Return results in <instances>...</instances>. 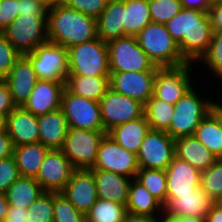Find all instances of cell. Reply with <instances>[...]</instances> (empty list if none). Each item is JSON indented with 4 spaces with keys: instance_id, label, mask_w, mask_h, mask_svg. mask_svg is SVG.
<instances>
[{
    "instance_id": "cell-18",
    "label": "cell",
    "mask_w": 222,
    "mask_h": 222,
    "mask_svg": "<svg viewBox=\"0 0 222 222\" xmlns=\"http://www.w3.org/2000/svg\"><path fill=\"white\" fill-rule=\"evenodd\" d=\"M62 193L78 211L86 214L98 199L93 173L76 169Z\"/></svg>"
},
{
    "instance_id": "cell-11",
    "label": "cell",
    "mask_w": 222,
    "mask_h": 222,
    "mask_svg": "<svg viewBox=\"0 0 222 222\" xmlns=\"http://www.w3.org/2000/svg\"><path fill=\"white\" fill-rule=\"evenodd\" d=\"M139 168L166 170L175 154V139L166 131L149 130L137 152Z\"/></svg>"
},
{
    "instance_id": "cell-16",
    "label": "cell",
    "mask_w": 222,
    "mask_h": 222,
    "mask_svg": "<svg viewBox=\"0 0 222 222\" xmlns=\"http://www.w3.org/2000/svg\"><path fill=\"white\" fill-rule=\"evenodd\" d=\"M155 74L156 71L110 73L109 85L113 91L145 105L153 95Z\"/></svg>"
},
{
    "instance_id": "cell-35",
    "label": "cell",
    "mask_w": 222,
    "mask_h": 222,
    "mask_svg": "<svg viewBox=\"0 0 222 222\" xmlns=\"http://www.w3.org/2000/svg\"><path fill=\"white\" fill-rule=\"evenodd\" d=\"M126 214V205L98 198L86 213V222H123Z\"/></svg>"
},
{
    "instance_id": "cell-7",
    "label": "cell",
    "mask_w": 222,
    "mask_h": 222,
    "mask_svg": "<svg viewBox=\"0 0 222 222\" xmlns=\"http://www.w3.org/2000/svg\"><path fill=\"white\" fill-rule=\"evenodd\" d=\"M105 131L70 128L61 148L75 169H92L96 163L98 148Z\"/></svg>"
},
{
    "instance_id": "cell-45",
    "label": "cell",
    "mask_w": 222,
    "mask_h": 222,
    "mask_svg": "<svg viewBox=\"0 0 222 222\" xmlns=\"http://www.w3.org/2000/svg\"><path fill=\"white\" fill-rule=\"evenodd\" d=\"M18 0H0V33L18 16Z\"/></svg>"
},
{
    "instance_id": "cell-30",
    "label": "cell",
    "mask_w": 222,
    "mask_h": 222,
    "mask_svg": "<svg viewBox=\"0 0 222 222\" xmlns=\"http://www.w3.org/2000/svg\"><path fill=\"white\" fill-rule=\"evenodd\" d=\"M126 209L127 212L132 214L160 216L159 211L163 212V205L142 184L133 178L129 186Z\"/></svg>"
},
{
    "instance_id": "cell-46",
    "label": "cell",
    "mask_w": 222,
    "mask_h": 222,
    "mask_svg": "<svg viewBox=\"0 0 222 222\" xmlns=\"http://www.w3.org/2000/svg\"><path fill=\"white\" fill-rule=\"evenodd\" d=\"M19 15L46 16L47 8L38 0H18Z\"/></svg>"
},
{
    "instance_id": "cell-38",
    "label": "cell",
    "mask_w": 222,
    "mask_h": 222,
    "mask_svg": "<svg viewBox=\"0 0 222 222\" xmlns=\"http://www.w3.org/2000/svg\"><path fill=\"white\" fill-rule=\"evenodd\" d=\"M53 222H86V214L78 211L62 192H53Z\"/></svg>"
},
{
    "instance_id": "cell-19",
    "label": "cell",
    "mask_w": 222,
    "mask_h": 222,
    "mask_svg": "<svg viewBox=\"0 0 222 222\" xmlns=\"http://www.w3.org/2000/svg\"><path fill=\"white\" fill-rule=\"evenodd\" d=\"M3 80L8 84L16 107H23L39 79L30 60L21 55Z\"/></svg>"
},
{
    "instance_id": "cell-28",
    "label": "cell",
    "mask_w": 222,
    "mask_h": 222,
    "mask_svg": "<svg viewBox=\"0 0 222 222\" xmlns=\"http://www.w3.org/2000/svg\"><path fill=\"white\" fill-rule=\"evenodd\" d=\"M49 150L50 148L44 146L41 142L14 146L13 157L20 175L36 178Z\"/></svg>"
},
{
    "instance_id": "cell-43",
    "label": "cell",
    "mask_w": 222,
    "mask_h": 222,
    "mask_svg": "<svg viewBox=\"0 0 222 222\" xmlns=\"http://www.w3.org/2000/svg\"><path fill=\"white\" fill-rule=\"evenodd\" d=\"M108 0H64V4L87 16L97 19L106 8Z\"/></svg>"
},
{
    "instance_id": "cell-26",
    "label": "cell",
    "mask_w": 222,
    "mask_h": 222,
    "mask_svg": "<svg viewBox=\"0 0 222 222\" xmlns=\"http://www.w3.org/2000/svg\"><path fill=\"white\" fill-rule=\"evenodd\" d=\"M97 20V36L104 42L124 37V0H108Z\"/></svg>"
},
{
    "instance_id": "cell-36",
    "label": "cell",
    "mask_w": 222,
    "mask_h": 222,
    "mask_svg": "<svg viewBox=\"0 0 222 222\" xmlns=\"http://www.w3.org/2000/svg\"><path fill=\"white\" fill-rule=\"evenodd\" d=\"M135 179L142 184L163 206L167 202L166 171L140 168Z\"/></svg>"
},
{
    "instance_id": "cell-37",
    "label": "cell",
    "mask_w": 222,
    "mask_h": 222,
    "mask_svg": "<svg viewBox=\"0 0 222 222\" xmlns=\"http://www.w3.org/2000/svg\"><path fill=\"white\" fill-rule=\"evenodd\" d=\"M200 187L213 201L222 200V158H217L212 166L201 172Z\"/></svg>"
},
{
    "instance_id": "cell-27",
    "label": "cell",
    "mask_w": 222,
    "mask_h": 222,
    "mask_svg": "<svg viewBox=\"0 0 222 222\" xmlns=\"http://www.w3.org/2000/svg\"><path fill=\"white\" fill-rule=\"evenodd\" d=\"M149 130V123L143 115L138 119L113 127L107 132V135L127 151L137 154Z\"/></svg>"
},
{
    "instance_id": "cell-6",
    "label": "cell",
    "mask_w": 222,
    "mask_h": 222,
    "mask_svg": "<svg viewBox=\"0 0 222 222\" xmlns=\"http://www.w3.org/2000/svg\"><path fill=\"white\" fill-rule=\"evenodd\" d=\"M110 73L157 71L160 67L149 59L136 36H124L107 42Z\"/></svg>"
},
{
    "instance_id": "cell-22",
    "label": "cell",
    "mask_w": 222,
    "mask_h": 222,
    "mask_svg": "<svg viewBox=\"0 0 222 222\" xmlns=\"http://www.w3.org/2000/svg\"><path fill=\"white\" fill-rule=\"evenodd\" d=\"M165 171L167 194L195 193L201 186V172L176 156Z\"/></svg>"
},
{
    "instance_id": "cell-44",
    "label": "cell",
    "mask_w": 222,
    "mask_h": 222,
    "mask_svg": "<svg viewBox=\"0 0 222 222\" xmlns=\"http://www.w3.org/2000/svg\"><path fill=\"white\" fill-rule=\"evenodd\" d=\"M20 176L13 156L0 160V192L5 193Z\"/></svg>"
},
{
    "instance_id": "cell-14",
    "label": "cell",
    "mask_w": 222,
    "mask_h": 222,
    "mask_svg": "<svg viewBox=\"0 0 222 222\" xmlns=\"http://www.w3.org/2000/svg\"><path fill=\"white\" fill-rule=\"evenodd\" d=\"M193 66L192 63H187L178 67L159 68L154 78L153 94L175 105L193 85L195 86L190 78Z\"/></svg>"
},
{
    "instance_id": "cell-21",
    "label": "cell",
    "mask_w": 222,
    "mask_h": 222,
    "mask_svg": "<svg viewBox=\"0 0 222 222\" xmlns=\"http://www.w3.org/2000/svg\"><path fill=\"white\" fill-rule=\"evenodd\" d=\"M6 131L14 146L39 142L38 116L24 107L14 108L6 117Z\"/></svg>"
},
{
    "instance_id": "cell-59",
    "label": "cell",
    "mask_w": 222,
    "mask_h": 222,
    "mask_svg": "<svg viewBox=\"0 0 222 222\" xmlns=\"http://www.w3.org/2000/svg\"><path fill=\"white\" fill-rule=\"evenodd\" d=\"M6 132V117L0 116V134Z\"/></svg>"
},
{
    "instance_id": "cell-4",
    "label": "cell",
    "mask_w": 222,
    "mask_h": 222,
    "mask_svg": "<svg viewBox=\"0 0 222 222\" xmlns=\"http://www.w3.org/2000/svg\"><path fill=\"white\" fill-rule=\"evenodd\" d=\"M68 75L110 76L107 42L96 37L69 48Z\"/></svg>"
},
{
    "instance_id": "cell-40",
    "label": "cell",
    "mask_w": 222,
    "mask_h": 222,
    "mask_svg": "<svg viewBox=\"0 0 222 222\" xmlns=\"http://www.w3.org/2000/svg\"><path fill=\"white\" fill-rule=\"evenodd\" d=\"M151 22L165 24L183 8L180 0H148Z\"/></svg>"
},
{
    "instance_id": "cell-47",
    "label": "cell",
    "mask_w": 222,
    "mask_h": 222,
    "mask_svg": "<svg viewBox=\"0 0 222 222\" xmlns=\"http://www.w3.org/2000/svg\"><path fill=\"white\" fill-rule=\"evenodd\" d=\"M16 108L8 84L0 80V116L7 117Z\"/></svg>"
},
{
    "instance_id": "cell-42",
    "label": "cell",
    "mask_w": 222,
    "mask_h": 222,
    "mask_svg": "<svg viewBox=\"0 0 222 222\" xmlns=\"http://www.w3.org/2000/svg\"><path fill=\"white\" fill-rule=\"evenodd\" d=\"M21 54L0 33V78L3 80L10 72Z\"/></svg>"
},
{
    "instance_id": "cell-20",
    "label": "cell",
    "mask_w": 222,
    "mask_h": 222,
    "mask_svg": "<svg viewBox=\"0 0 222 222\" xmlns=\"http://www.w3.org/2000/svg\"><path fill=\"white\" fill-rule=\"evenodd\" d=\"M66 82L38 80L24 108L36 116L61 108L62 93Z\"/></svg>"
},
{
    "instance_id": "cell-34",
    "label": "cell",
    "mask_w": 222,
    "mask_h": 222,
    "mask_svg": "<svg viewBox=\"0 0 222 222\" xmlns=\"http://www.w3.org/2000/svg\"><path fill=\"white\" fill-rule=\"evenodd\" d=\"M173 113L174 105L157 98L154 94L144 105V115L151 130L167 131Z\"/></svg>"
},
{
    "instance_id": "cell-56",
    "label": "cell",
    "mask_w": 222,
    "mask_h": 222,
    "mask_svg": "<svg viewBox=\"0 0 222 222\" xmlns=\"http://www.w3.org/2000/svg\"><path fill=\"white\" fill-rule=\"evenodd\" d=\"M38 1H40L47 9L64 3V0H38Z\"/></svg>"
},
{
    "instance_id": "cell-24",
    "label": "cell",
    "mask_w": 222,
    "mask_h": 222,
    "mask_svg": "<svg viewBox=\"0 0 222 222\" xmlns=\"http://www.w3.org/2000/svg\"><path fill=\"white\" fill-rule=\"evenodd\" d=\"M39 142L50 149H61L68 133V122L61 108L38 116Z\"/></svg>"
},
{
    "instance_id": "cell-2",
    "label": "cell",
    "mask_w": 222,
    "mask_h": 222,
    "mask_svg": "<svg viewBox=\"0 0 222 222\" xmlns=\"http://www.w3.org/2000/svg\"><path fill=\"white\" fill-rule=\"evenodd\" d=\"M47 36L49 41L71 48L97 36V20L64 3L47 9Z\"/></svg>"
},
{
    "instance_id": "cell-3",
    "label": "cell",
    "mask_w": 222,
    "mask_h": 222,
    "mask_svg": "<svg viewBox=\"0 0 222 222\" xmlns=\"http://www.w3.org/2000/svg\"><path fill=\"white\" fill-rule=\"evenodd\" d=\"M139 46L160 68L178 67L188 62L182 57L178 44L162 23L150 22L137 35Z\"/></svg>"
},
{
    "instance_id": "cell-54",
    "label": "cell",
    "mask_w": 222,
    "mask_h": 222,
    "mask_svg": "<svg viewBox=\"0 0 222 222\" xmlns=\"http://www.w3.org/2000/svg\"><path fill=\"white\" fill-rule=\"evenodd\" d=\"M9 207L5 193L0 192V221H4L7 217Z\"/></svg>"
},
{
    "instance_id": "cell-5",
    "label": "cell",
    "mask_w": 222,
    "mask_h": 222,
    "mask_svg": "<svg viewBox=\"0 0 222 222\" xmlns=\"http://www.w3.org/2000/svg\"><path fill=\"white\" fill-rule=\"evenodd\" d=\"M192 86L174 105V113L166 131L173 139L193 136L201 120L215 103L196 93Z\"/></svg>"
},
{
    "instance_id": "cell-32",
    "label": "cell",
    "mask_w": 222,
    "mask_h": 222,
    "mask_svg": "<svg viewBox=\"0 0 222 222\" xmlns=\"http://www.w3.org/2000/svg\"><path fill=\"white\" fill-rule=\"evenodd\" d=\"M44 192L35 178L20 176L5 195L10 206L28 209Z\"/></svg>"
},
{
    "instance_id": "cell-29",
    "label": "cell",
    "mask_w": 222,
    "mask_h": 222,
    "mask_svg": "<svg viewBox=\"0 0 222 222\" xmlns=\"http://www.w3.org/2000/svg\"><path fill=\"white\" fill-rule=\"evenodd\" d=\"M65 87L72 94L99 102L110 88L109 76L68 75Z\"/></svg>"
},
{
    "instance_id": "cell-55",
    "label": "cell",
    "mask_w": 222,
    "mask_h": 222,
    "mask_svg": "<svg viewBox=\"0 0 222 222\" xmlns=\"http://www.w3.org/2000/svg\"><path fill=\"white\" fill-rule=\"evenodd\" d=\"M161 216L159 222H180V216L167 215L164 212L161 213Z\"/></svg>"
},
{
    "instance_id": "cell-50",
    "label": "cell",
    "mask_w": 222,
    "mask_h": 222,
    "mask_svg": "<svg viewBox=\"0 0 222 222\" xmlns=\"http://www.w3.org/2000/svg\"><path fill=\"white\" fill-rule=\"evenodd\" d=\"M183 8L198 9L203 12H209L213 0H180Z\"/></svg>"
},
{
    "instance_id": "cell-49",
    "label": "cell",
    "mask_w": 222,
    "mask_h": 222,
    "mask_svg": "<svg viewBox=\"0 0 222 222\" xmlns=\"http://www.w3.org/2000/svg\"><path fill=\"white\" fill-rule=\"evenodd\" d=\"M14 144L7 131L0 134V160L13 156Z\"/></svg>"
},
{
    "instance_id": "cell-17",
    "label": "cell",
    "mask_w": 222,
    "mask_h": 222,
    "mask_svg": "<svg viewBox=\"0 0 222 222\" xmlns=\"http://www.w3.org/2000/svg\"><path fill=\"white\" fill-rule=\"evenodd\" d=\"M214 203L199 187L195 193L167 194L163 212L172 216H195L204 220Z\"/></svg>"
},
{
    "instance_id": "cell-33",
    "label": "cell",
    "mask_w": 222,
    "mask_h": 222,
    "mask_svg": "<svg viewBox=\"0 0 222 222\" xmlns=\"http://www.w3.org/2000/svg\"><path fill=\"white\" fill-rule=\"evenodd\" d=\"M150 22L148 0H124V36H136Z\"/></svg>"
},
{
    "instance_id": "cell-51",
    "label": "cell",
    "mask_w": 222,
    "mask_h": 222,
    "mask_svg": "<svg viewBox=\"0 0 222 222\" xmlns=\"http://www.w3.org/2000/svg\"><path fill=\"white\" fill-rule=\"evenodd\" d=\"M27 209L10 206L3 222H26Z\"/></svg>"
},
{
    "instance_id": "cell-8",
    "label": "cell",
    "mask_w": 222,
    "mask_h": 222,
    "mask_svg": "<svg viewBox=\"0 0 222 222\" xmlns=\"http://www.w3.org/2000/svg\"><path fill=\"white\" fill-rule=\"evenodd\" d=\"M33 65L39 80L66 82L68 76V49L51 41L39 44L25 55Z\"/></svg>"
},
{
    "instance_id": "cell-12",
    "label": "cell",
    "mask_w": 222,
    "mask_h": 222,
    "mask_svg": "<svg viewBox=\"0 0 222 222\" xmlns=\"http://www.w3.org/2000/svg\"><path fill=\"white\" fill-rule=\"evenodd\" d=\"M100 112L104 131L107 133L113 127L144 115V105L109 88L101 98Z\"/></svg>"
},
{
    "instance_id": "cell-10",
    "label": "cell",
    "mask_w": 222,
    "mask_h": 222,
    "mask_svg": "<svg viewBox=\"0 0 222 222\" xmlns=\"http://www.w3.org/2000/svg\"><path fill=\"white\" fill-rule=\"evenodd\" d=\"M61 110L70 128L104 131L100 102L72 94L65 87L61 98Z\"/></svg>"
},
{
    "instance_id": "cell-58",
    "label": "cell",
    "mask_w": 222,
    "mask_h": 222,
    "mask_svg": "<svg viewBox=\"0 0 222 222\" xmlns=\"http://www.w3.org/2000/svg\"><path fill=\"white\" fill-rule=\"evenodd\" d=\"M217 120L220 130L222 131V104H220L219 102H217Z\"/></svg>"
},
{
    "instance_id": "cell-53",
    "label": "cell",
    "mask_w": 222,
    "mask_h": 222,
    "mask_svg": "<svg viewBox=\"0 0 222 222\" xmlns=\"http://www.w3.org/2000/svg\"><path fill=\"white\" fill-rule=\"evenodd\" d=\"M123 222H159L158 216L137 215L127 212Z\"/></svg>"
},
{
    "instance_id": "cell-48",
    "label": "cell",
    "mask_w": 222,
    "mask_h": 222,
    "mask_svg": "<svg viewBox=\"0 0 222 222\" xmlns=\"http://www.w3.org/2000/svg\"><path fill=\"white\" fill-rule=\"evenodd\" d=\"M209 17L213 33L222 32V0H213L209 9Z\"/></svg>"
},
{
    "instance_id": "cell-13",
    "label": "cell",
    "mask_w": 222,
    "mask_h": 222,
    "mask_svg": "<svg viewBox=\"0 0 222 222\" xmlns=\"http://www.w3.org/2000/svg\"><path fill=\"white\" fill-rule=\"evenodd\" d=\"M92 169H101L135 178L140 168L137 155L127 151L106 134L100 142L96 163Z\"/></svg>"
},
{
    "instance_id": "cell-41",
    "label": "cell",
    "mask_w": 222,
    "mask_h": 222,
    "mask_svg": "<svg viewBox=\"0 0 222 222\" xmlns=\"http://www.w3.org/2000/svg\"><path fill=\"white\" fill-rule=\"evenodd\" d=\"M200 61L222 81V32L213 33L209 48Z\"/></svg>"
},
{
    "instance_id": "cell-9",
    "label": "cell",
    "mask_w": 222,
    "mask_h": 222,
    "mask_svg": "<svg viewBox=\"0 0 222 222\" xmlns=\"http://www.w3.org/2000/svg\"><path fill=\"white\" fill-rule=\"evenodd\" d=\"M1 34L21 55H26L49 40L46 16L19 15Z\"/></svg>"
},
{
    "instance_id": "cell-31",
    "label": "cell",
    "mask_w": 222,
    "mask_h": 222,
    "mask_svg": "<svg viewBox=\"0 0 222 222\" xmlns=\"http://www.w3.org/2000/svg\"><path fill=\"white\" fill-rule=\"evenodd\" d=\"M217 158H222V131L217 120V101L201 120L193 135Z\"/></svg>"
},
{
    "instance_id": "cell-15",
    "label": "cell",
    "mask_w": 222,
    "mask_h": 222,
    "mask_svg": "<svg viewBox=\"0 0 222 222\" xmlns=\"http://www.w3.org/2000/svg\"><path fill=\"white\" fill-rule=\"evenodd\" d=\"M76 169L61 149H50L36 176L45 192H62Z\"/></svg>"
},
{
    "instance_id": "cell-57",
    "label": "cell",
    "mask_w": 222,
    "mask_h": 222,
    "mask_svg": "<svg viewBox=\"0 0 222 222\" xmlns=\"http://www.w3.org/2000/svg\"><path fill=\"white\" fill-rule=\"evenodd\" d=\"M180 222H204V220L195 216H180Z\"/></svg>"
},
{
    "instance_id": "cell-25",
    "label": "cell",
    "mask_w": 222,
    "mask_h": 222,
    "mask_svg": "<svg viewBox=\"0 0 222 222\" xmlns=\"http://www.w3.org/2000/svg\"><path fill=\"white\" fill-rule=\"evenodd\" d=\"M175 154L200 172L206 171L217 160V157L194 136L175 139Z\"/></svg>"
},
{
    "instance_id": "cell-39",
    "label": "cell",
    "mask_w": 222,
    "mask_h": 222,
    "mask_svg": "<svg viewBox=\"0 0 222 222\" xmlns=\"http://www.w3.org/2000/svg\"><path fill=\"white\" fill-rule=\"evenodd\" d=\"M53 192H44L27 209L26 222H53Z\"/></svg>"
},
{
    "instance_id": "cell-23",
    "label": "cell",
    "mask_w": 222,
    "mask_h": 222,
    "mask_svg": "<svg viewBox=\"0 0 222 222\" xmlns=\"http://www.w3.org/2000/svg\"><path fill=\"white\" fill-rule=\"evenodd\" d=\"M96 182L97 197L119 204H127L131 179L127 176L101 169H89Z\"/></svg>"
},
{
    "instance_id": "cell-1",
    "label": "cell",
    "mask_w": 222,
    "mask_h": 222,
    "mask_svg": "<svg viewBox=\"0 0 222 222\" xmlns=\"http://www.w3.org/2000/svg\"><path fill=\"white\" fill-rule=\"evenodd\" d=\"M164 25L178 44L182 57L188 63L200 62L213 35L209 14L198 9L182 8Z\"/></svg>"
},
{
    "instance_id": "cell-52",
    "label": "cell",
    "mask_w": 222,
    "mask_h": 222,
    "mask_svg": "<svg viewBox=\"0 0 222 222\" xmlns=\"http://www.w3.org/2000/svg\"><path fill=\"white\" fill-rule=\"evenodd\" d=\"M204 222H222V204L220 202L213 204Z\"/></svg>"
}]
</instances>
